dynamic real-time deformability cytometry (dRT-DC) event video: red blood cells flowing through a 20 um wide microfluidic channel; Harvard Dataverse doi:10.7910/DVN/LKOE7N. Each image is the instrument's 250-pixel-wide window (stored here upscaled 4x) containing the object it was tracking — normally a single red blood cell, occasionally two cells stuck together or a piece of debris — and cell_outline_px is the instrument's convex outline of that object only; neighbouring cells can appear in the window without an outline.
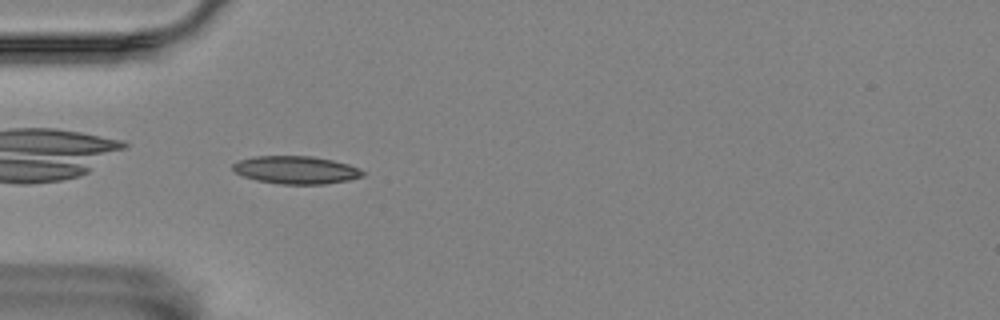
{"species": "Egyptian fruit bat (a non-hibernating species)", "species_latin": "Rousettus aegyptiacus", "temperature_condition": "room temperature", "stored_images_in_passage": 41, "camera_frame_rate_fps": 3000, "um_per_image_px": 0.085, "animal": {"sex": "female"}, "frame": {"image": 1, "passage_image": 2, "time_ms": 0.333, "image_size_px": [1000, 320], "cell_outline_px": [[364, 176], [348, 180], [324, 184], [280, 184], [256, 180], [244, 176], [236, 172], [232, 168], [232, 164], [240, 160], [252, 156], [312, 156], [332, 160], [348, 164], [360, 168], [364, 172]], "centroid_in_image_um": [25.17, 14.44], "position_along_channel_um": 59.8, "area_um2": 21.04}}
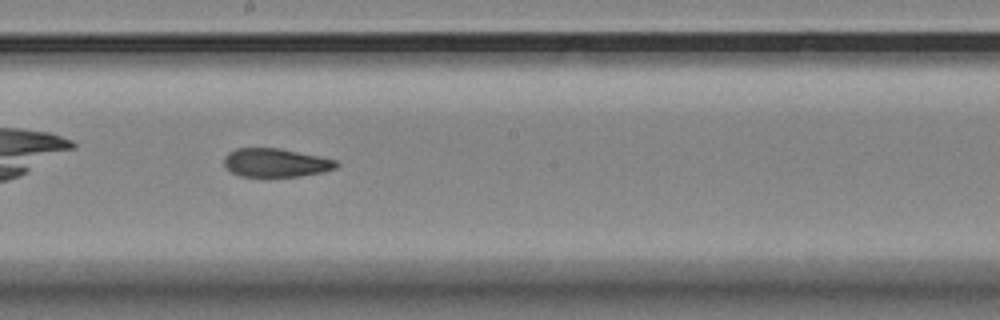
{"frame": {"image": 2, "passage_image": 16, "time_ms": 5.0, "image_size_px": [1000, 320], "cell_outline_px": [[340, 164], [336, 168], [324, 172], [300, 176], [264, 180], [240, 176], [232, 172], [224, 164], [224, 156], [228, 152], [236, 148], [280, 148], [336, 160]], "centroid_in_image_um": [23.41, 13.88], "position_along_channel_um": 224.8, "area_um2": 19.48}}
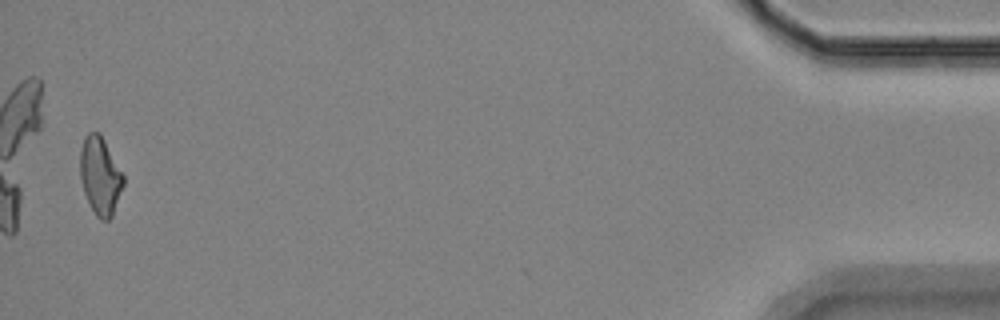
{"frame": {"image": 3, "passage_image": 40, "time_ms": 13.0, "image_size_px": [1000, 320], "cell_outline_px": [[124, 184], [112, 216], [108, 220], [100, 220], [96, 216], [84, 192], [80, 176], [80, 152], [84, 136], [88, 132], [100, 132], [124, 176]], "centroid_in_image_um": [8.51, 14.93], "position_along_channel_um": 426.7, "area_um2": 19.48}, "authors_computed_cell_mechanics": {"area_um2": 19.5364, "velocity_mm_per_s": 3.5756, "shape_relaxation_time_tau1_ms": null, "shape_relaxation_time_tau2_ms": 3.8391, "deformation_change_tau1": null, "deformation_change_tau2": 0.1085}}